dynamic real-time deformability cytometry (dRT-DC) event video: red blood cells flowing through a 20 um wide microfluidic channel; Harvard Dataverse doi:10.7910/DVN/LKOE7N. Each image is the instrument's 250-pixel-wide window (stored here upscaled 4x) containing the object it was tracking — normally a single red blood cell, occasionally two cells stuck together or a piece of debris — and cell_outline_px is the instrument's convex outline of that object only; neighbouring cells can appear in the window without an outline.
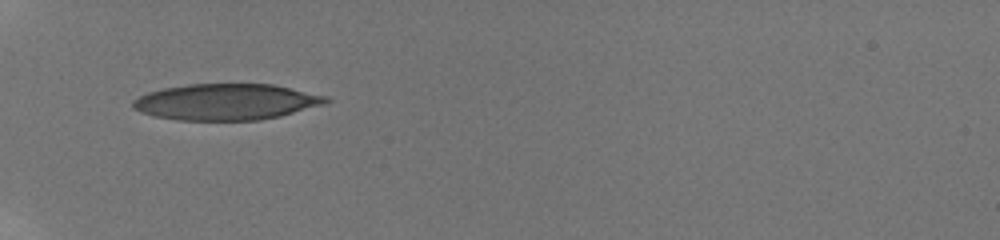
{"species": "human", "species_latin": "Homo sapiens", "temperature_condition": "room temperature", "stored_images_in_passage": 3, "camera_frame_rate_fps": 3000, "um_per_image_px": 0.085, "donor": {"sex": "male"}, "frame": {"image": 1, "passage_image": 1, "time_ms": 0.0, "image_size_px": [1000, 240], "cell_outline_px": [[332, 100], [324, 104], [280, 116], [260, 120], [176, 120], [152, 116], [140, 112], [132, 108], [132, 100], [148, 92], [164, 88], [188, 84], [272, 84], [328, 96]], "centroid_in_image_um": [19.21, 8.66], "position_along_channel_um": 65.8, "area_um2": 40.81}}